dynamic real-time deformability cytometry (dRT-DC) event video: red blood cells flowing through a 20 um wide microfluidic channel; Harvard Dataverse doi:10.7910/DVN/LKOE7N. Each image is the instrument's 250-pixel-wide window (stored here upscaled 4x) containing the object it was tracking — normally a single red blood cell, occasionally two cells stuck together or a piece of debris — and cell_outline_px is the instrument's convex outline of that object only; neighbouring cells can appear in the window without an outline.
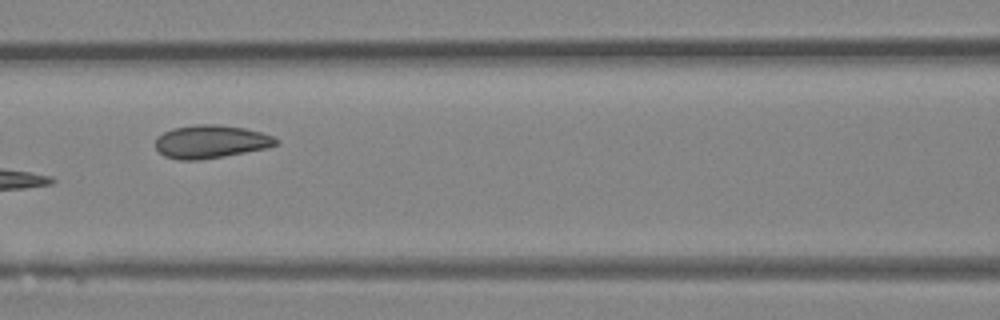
{"species": "Egyptian fruit bat (a non-hibernating species)", "species_latin": "Rousettus aegyptiacus", "temperature_condition": "room temperature", "stored_images_in_passage": 6, "camera_frame_rate_fps": 3000, "um_per_image_px": 0.085, "animal": {"sex": "female"}, "frame": {"image": 1, "passage_image": 5, "time_ms": 1.333, "image_size_px": [1000, 320], "cell_outline_px": [[280, 140], [276, 144], [268, 148], [224, 156], [200, 160], [180, 160], [164, 156], [156, 148], [156, 136], [172, 128], [196, 124], [216, 124], [244, 128], [260, 132], [272, 136]], "centroid_in_image_um": [17.9, 12.04], "position_along_channel_um": 148.7, "area_um2": 23.29}}
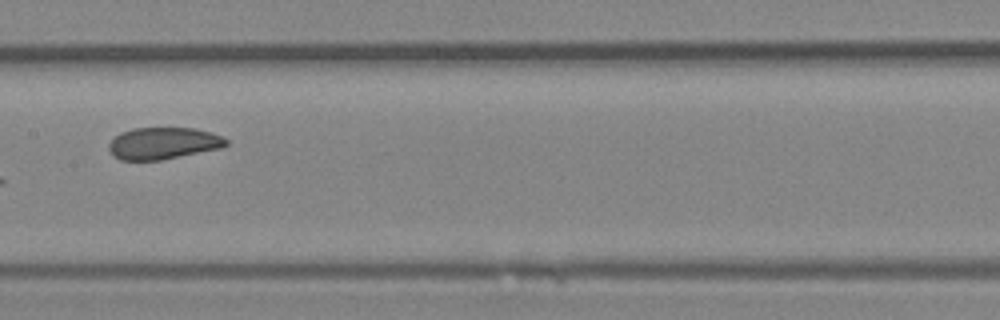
{"frame": {"image": 2, "passage_image": 6, "time_ms": 1.667, "image_size_px": [1000, 320], "cell_outline_px": [[228, 144], [220, 148], [160, 160], [120, 160], [112, 156], [108, 148], [108, 144], [120, 132], [132, 128], [196, 128], [220, 136], [228, 140]], "centroid_in_image_um": [13.82, 12.18], "position_along_channel_um": 193.6, "area_um2": 21.68}}